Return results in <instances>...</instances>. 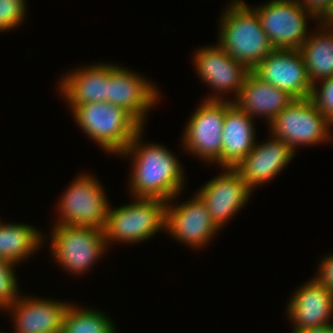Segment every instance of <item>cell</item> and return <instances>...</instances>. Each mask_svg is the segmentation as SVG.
<instances>
[{
  "mask_svg": "<svg viewBox=\"0 0 333 333\" xmlns=\"http://www.w3.org/2000/svg\"><path fill=\"white\" fill-rule=\"evenodd\" d=\"M270 134L295 151L298 146L325 143L333 137V125L317 109L310 98L295 99L268 124ZM323 141V142H322Z\"/></svg>",
  "mask_w": 333,
  "mask_h": 333,
  "instance_id": "5",
  "label": "cell"
},
{
  "mask_svg": "<svg viewBox=\"0 0 333 333\" xmlns=\"http://www.w3.org/2000/svg\"><path fill=\"white\" fill-rule=\"evenodd\" d=\"M25 0H0V31L20 25L26 12Z\"/></svg>",
  "mask_w": 333,
  "mask_h": 333,
  "instance_id": "26",
  "label": "cell"
},
{
  "mask_svg": "<svg viewBox=\"0 0 333 333\" xmlns=\"http://www.w3.org/2000/svg\"><path fill=\"white\" fill-rule=\"evenodd\" d=\"M70 304L34 297H19L9 308L14 333H61L63 316Z\"/></svg>",
  "mask_w": 333,
  "mask_h": 333,
  "instance_id": "17",
  "label": "cell"
},
{
  "mask_svg": "<svg viewBox=\"0 0 333 333\" xmlns=\"http://www.w3.org/2000/svg\"><path fill=\"white\" fill-rule=\"evenodd\" d=\"M293 296V297H292ZM288 301V316L294 331L331 324L333 292L315 278L303 284Z\"/></svg>",
  "mask_w": 333,
  "mask_h": 333,
  "instance_id": "16",
  "label": "cell"
},
{
  "mask_svg": "<svg viewBox=\"0 0 333 333\" xmlns=\"http://www.w3.org/2000/svg\"><path fill=\"white\" fill-rule=\"evenodd\" d=\"M101 185L96 177L80 174L59 200L60 218L55 225L103 230L110 205Z\"/></svg>",
  "mask_w": 333,
  "mask_h": 333,
  "instance_id": "6",
  "label": "cell"
},
{
  "mask_svg": "<svg viewBox=\"0 0 333 333\" xmlns=\"http://www.w3.org/2000/svg\"><path fill=\"white\" fill-rule=\"evenodd\" d=\"M318 82H321L320 89L314 84L309 98L333 125V77L322 79Z\"/></svg>",
  "mask_w": 333,
  "mask_h": 333,
  "instance_id": "25",
  "label": "cell"
},
{
  "mask_svg": "<svg viewBox=\"0 0 333 333\" xmlns=\"http://www.w3.org/2000/svg\"><path fill=\"white\" fill-rule=\"evenodd\" d=\"M220 19L219 44L252 71L273 49L257 13L244 0H232Z\"/></svg>",
  "mask_w": 333,
  "mask_h": 333,
  "instance_id": "2",
  "label": "cell"
},
{
  "mask_svg": "<svg viewBox=\"0 0 333 333\" xmlns=\"http://www.w3.org/2000/svg\"><path fill=\"white\" fill-rule=\"evenodd\" d=\"M158 97V89L143 75L110 64L106 102L123 108L144 127L147 111L156 105Z\"/></svg>",
  "mask_w": 333,
  "mask_h": 333,
  "instance_id": "11",
  "label": "cell"
},
{
  "mask_svg": "<svg viewBox=\"0 0 333 333\" xmlns=\"http://www.w3.org/2000/svg\"><path fill=\"white\" fill-rule=\"evenodd\" d=\"M32 225L0 221V258L18 264L39 250L43 236Z\"/></svg>",
  "mask_w": 333,
  "mask_h": 333,
  "instance_id": "22",
  "label": "cell"
},
{
  "mask_svg": "<svg viewBox=\"0 0 333 333\" xmlns=\"http://www.w3.org/2000/svg\"><path fill=\"white\" fill-rule=\"evenodd\" d=\"M133 198L135 202L115 209L109 207L103 229L106 246L114 241L138 244L165 229L167 201Z\"/></svg>",
  "mask_w": 333,
  "mask_h": 333,
  "instance_id": "4",
  "label": "cell"
},
{
  "mask_svg": "<svg viewBox=\"0 0 333 333\" xmlns=\"http://www.w3.org/2000/svg\"><path fill=\"white\" fill-rule=\"evenodd\" d=\"M320 20L321 26H327L333 28V0L330 4V7L326 10V12L318 19V22ZM322 20V21H321Z\"/></svg>",
  "mask_w": 333,
  "mask_h": 333,
  "instance_id": "29",
  "label": "cell"
},
{
  "mask_svg": "<svg viewBox=\"0 0 333 333\" xmlns=\"http://www.w3.org/2000/svg\"><path fill=\"white\" fill-rule=\"evenodd\" d=\"M115 329L105 313L70 303L63 316L61 333H116Z\"/></svg>",
  "mask_w": 333,
  "mask_h": 333,
  "instance_id": "23",
  "label": "cell"
},
{
  "mask_svg": "<svg viewBox=\"0 0 333 333\" xmlns=\"http://www.w3.org/2000/svg\"><path fill=\"white\" fill-rule=\"evenodd\" d=\"M194 55V66L200 79L209 85L216 96L206 97V101H223L218 93L233 91L237 97L246 75L250 72L242 63L230 56L219 44L203 47Z\"/></svg>",
  "mask_w": 333,
  "mask_h": 333,
  "instance_id": "13",
  "label": "cell"
},
{
  "mask_svg": "<svg viewBox=\"0 0 333 333\" xmlns=\"http://www.w3.org/2000/svg\"><path fill=\"white\" fill-rule=\"evenodd\" d=\"M50 247L55 261L69 273L84 274L107 247L103 230L72 225H55Z\"/></svg>",
  "mask_w": 333,
  "mask_h": 333,
  "instance_id": "7",
  "label": "cell"
},
{
  "mask_svg": "<svg viewBox=\"0 0 333 333\" xmlns=\"http://www.w3.org/2000/svg\"><path fill=\"white\" fill-rule=\"evenodd\" d=\"M270 137L263 144L256 141L253 149L234 167L252 191L275 178L295 156L290 145L272 134Z\"/></svg>",
  "mask_w": 333,
  "mask_h": 333,
  "instance_id": "15",
  "label": "cell"
},
{
  "mask_svg": "<svg viewBox=\"0 0 333 333\" xmlns=\"http://www.w3.org/2000/svg\"><path fill=\"white\" fill-rule=\"evenodd\" d=\"M293 333H333V323L329 325L294 331Z\"/></svg>",
  "mask_w": 333,
  "mask_h": 333,
  "instance_id": "30",
  "label": "cell"
},
{
  "mask_svg": "<svg viewBox=\"0 0 333 333\" xmlns=\"http://www.w3.org/2000/svg\"><path fill=\"white\" fill-rule=\"evenodd\" d=\"M170 202L172 200L167 201L166 205L165 230L184 245L201 248L220 230L198 194L181 205L173 206Z\"/></svg>",
  "mask_w": 333,
  "mask_h": 333,
  "instance_id": "12",
  "label": "cell"
},
{
  "mask_svg": "<svg viewBox=\"0 0 333 333\" xmlns=\"http://www.w3.org/2000/svg\"><path fill=\"white\" fill-rule=\"evenodd\" d=\"M293 100L287 92L262 81L250 71L233 103L248 116H262L269 124Z\"/></svg>",
  "mask_w": 333,
  "mask_h": 333,
  "instance_id": "19",
  "label": "cell"
},
{
  "mask_svg": "<svg viewBox=\"0 0 333 333\" xmlns=\"http://www.w3.org/2000/svg\"><path fill=\"white\" fill-rule=\"evenodd\" d=\"M109 74L110 64L104 63L74 69L60 80V94L71 105V110L85 103L106 102Z\"/></svg>",
  "mask_w": 333,
  "mask_h": 333,
  "instance_id": "20",
  "label": "cell"
},
{
  "mask_svg": "<svg viewBox=\"0 0 333 333\" xmlns=\"http://www.w3.org/2000/svg\"><path fill=\"white\" fill-rule=\"evenodd\" d=\"M255 8L253 10L275 49H300L309 36L307 19H317L298 0H271Z\"/></svg>",
  "mask_w": 333,
  "mask_h": 333,
  "instance_id": "8",
  "label": "cell"
},
{
  "mask_svg": "<svg viewBox=\"0 0 333 333\" xmlns=\"http://www.w3.org/2000/svg\"><path fill=\"white\" fill-rule=\"evenodd\" d=\"M222 173L208 181L197 194L205 202L215 225L222 230L249 200L252 190L234 168H224Z\"/></svg>",
  "mask_w": 333,
  "mask_h": 333,
  "instance_id": "14",
  "label": "cell"
},
{
  "mask_svg": "<svg viewBox=\"0 0 333 333\" xmlns=\"http://www.w3.org/2000/svg\"><path fill=\"white\" fill-rule=\"evenodd\" d=\"M320 29L316 34L309 33L299 49L312 85L333 77V28L322 26Z\"/></svg>",
  "mask_w": 333,
  "mask_h": 333,
  "instance_id": "21",
  "label": "cell"
},
{
  "mask_svg": "<svg viewBox=\"0 0 333 333\" xmlns=\"http://www.w3.org/2000/svg\"><path fill=\"white\" fill-rule=\"evenodd\" d=\"M141 129L120 154L132 157L129 186L133 197L172 200L181 193L184 170L175 154L163 145L142 144ZM140 143V144H139Z\"/></svg>",
  "mask_w": 333,
  "mask_h": 333,
  "instance_id": "1",
  "label": "cell"
},
{
  "mask_svg": "<svg viewBox=\"0 0 333 333\" xmlns=\"http://www.w3.org/2000/svg\"><path fill=\"white\" fill-rule=\"evenodd\" d=\"M73 118L87 137L107 152L120 155L143 126L123 108L108 102L74 107Z\"/></svg>",
  "mask_w": 333,
  "mask_h": 333,
  "instance_id": "3",
  "label": "cell"
},
{
  "mask_svg": "<svg viewBox=\"0 0 333 333\" xmlns=\"http://www.w3.org/2000/svg\"><path fill=\"white\" fill-rule=\"evenodd\" d=\"M252 72L294 99L309 98L312 83L299 49H273Z\"/></svg>",
  "mask_w": 333,
  "mask_h": 333,
  "instance_id": "10",
  "label": "cell"
},
{
  "mask_svg": "<svg viewBox=\"0 0 333 333\" xmlns=\"http://www.w3.org/2000/svg\"><path fill=\"white\" fill-rule=\"evenodd\" d=\"M318 275L314 278L321 283L325 288L333 292V254L323 257Z\"/></svg>",
  "mask_w": 333,
  "mask_h": 333,
  "instance_id": "27",
  "label": "cell"
},
{
  "mask_svg": "<svg viewBox=\"0 0 333 333\" xmlns=\"http://www.w3.org/2000/svg\"><path fill=\"white\" fill-rule=\"evenodd\" d=\"M303 7L318 19L330 7L332 0H298Z\"/></svg>",
  "mask_w": 333,
  "mask_h": 333,
  "instance_id": "28",
  "label": "cell"
},
{
  "mask_svg": "<svg viewBox=\"0 0 333 333\" xmlns=\"http://www.w3.org/2000/svg\"><path fill=\"white\" fill-rule=\"evenodd\" d=\"M224 117L225 100L202 102L183 131L184 150L221 167Z\"/></svg>",
  "mask_w": 333,
  "mask_h": 333,
  "instance_id": "9",
  "label": "cell"
},
{
  "mask_svg": "<svg viewBox=\"0 0 333 333\" xmlns=\"http://www.w3.org/2000/svg\"><path fill=\"white\" fill-rule=\"evenodd\" d=\"M234 100H225L222 129L221 167L234 168L255 146L253 119L239 109Z\"/></svg>",
  "mask_w": 333,
  "mask_h": 333,
  "instance_id": "18",
  "label": "cell"
},
{
  "mask_svg": "<svg viewBox=\"0 0 333 333\" xmlns=\"http://www.w3.org/2000/svg\"><path fill=\"white\" fill-rule=\"evenodd\" d=\"M15 264L0 258V309L9 308L19 297Z\"/></svg>",
  "mask_w": 333,
  "mask_h": 333,
  "instance_id": "24",
  "label": "cell"
}]
</instances>
